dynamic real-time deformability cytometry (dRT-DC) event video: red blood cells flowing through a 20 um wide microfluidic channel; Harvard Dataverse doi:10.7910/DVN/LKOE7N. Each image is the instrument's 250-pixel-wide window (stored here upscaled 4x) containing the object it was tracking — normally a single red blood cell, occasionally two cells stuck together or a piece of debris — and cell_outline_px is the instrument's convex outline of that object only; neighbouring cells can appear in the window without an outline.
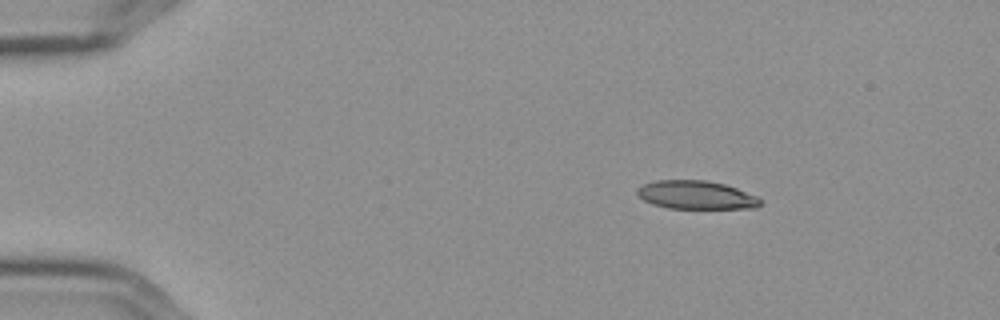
{"species": "Egyptian fruit bat (a non-hibernating species)", "species_latin": "Rousettus aegyptiacus", "temperature_condition": "cold", "stored_images_in_passage": 3, "camera_frame_rate_fps": 3000, "um_per_image_px": 0.085, "frame": {"image": 1, "passage_image": 1, "time_ms": 0.0, "image_size_px": [1000, 320], "cell_outline_px": [[764, 204], [756, 208], [668, 208], [652, 204], [644, 200], [636, 192], [636, 188], [644, 184], [656, 180], [704, 180], [724, 184], [736, 188], [756, 196], [764, 200]], "centroid_in_image_um": [59.2, 16.57], "position_along_channel_um": 25.8, "area_um2": 20.4}}